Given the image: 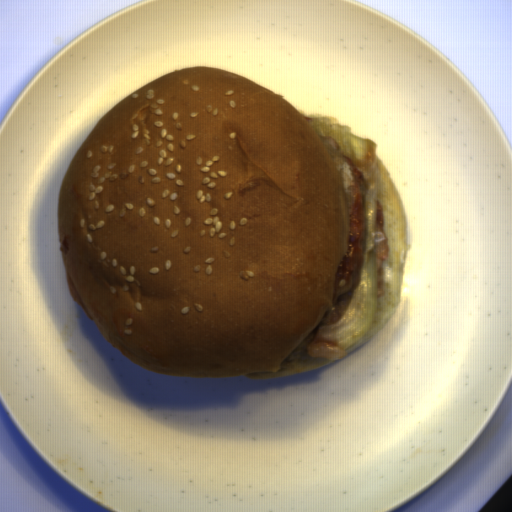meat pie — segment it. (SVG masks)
I'll list each match as a JSON object with an SVG mask.
<instances>
[{"instance_id": "meat-pie-1", "label": "meat pie", "mask_w": 512, "mask_h": 512, "mask_svg": "<svg viewBox=\"0 0 512 512\" xmlns=\"http://www.w3.org/2000/svg\"><path fill=\"white\" fill-rule=\"evenodd\" d=\"M319 136L337 169L349 206L350 242L346 255L336 269L335 309L341 296L351 292L364 259L367 210L362 172L354 161L340 152L341 146L333 136Z\"/></svg>"}, {"instance_id": "meat-pie-4", "label": "meat pie", "mask_w": 512, "mask_h": 512, "mask_svg": "<svg viewBox=\"0 0 512 512\" xmlns=\"http://www.w3.org/2000/svg\"><path fill=\"white\" fill-rule=\"evenodd\" d=\"M64 271H65V278H66V284H67V288H68V291H69V294L73 300V302L75 304H77L78 306H80L81 308H84L77 292H76V289L74 287V284L72 282V279H71V276L69 274V271L67 269V267L64 266ZM85 309V308H84Z\"/></svg>"}, {"instance_id": "meat-pie-2", "label": "meat pie", "mask_w": 512, "mask_h": 512, "mask_svg": "<svg viewBox=\"0 0 512 512\" xmlns=\"http://www.w3.org/2000/svg\"><path fill=\"white\" fill-rule=\"evenodd\" d=\"M377 207V231H376V262L378 279V298L384 294L383 261L388 259L390 241L384 230V206L376 199Z\"/></svg>"}, {"instance_id": "meat-pie-3", "label": "meat pie", "mask_w": 512, "mask_h": 512, "mask_svg": "<svg viewBox=\"0 0 512 512\" xmlns=\"http://www.w3.org/2000/svg\"><path fill=\"white\" fill-rule=\"evenodd\" d=\"M306 351L310 357L326 358L330 361H338L348 356V348L340 347L325 341H313L306 345Z\"/></svg>"}]
</instances>
